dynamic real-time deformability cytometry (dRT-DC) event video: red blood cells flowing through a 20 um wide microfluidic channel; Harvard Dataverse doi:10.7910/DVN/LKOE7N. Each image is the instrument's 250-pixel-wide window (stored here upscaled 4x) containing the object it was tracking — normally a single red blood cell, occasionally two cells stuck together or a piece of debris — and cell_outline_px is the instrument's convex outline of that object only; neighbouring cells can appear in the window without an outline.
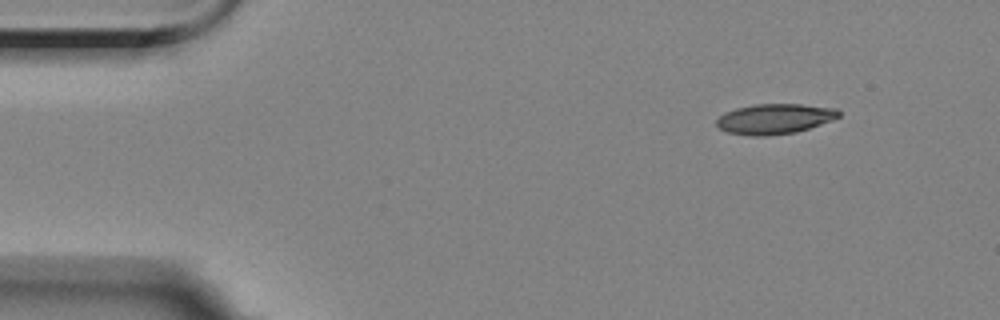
{"species": "Egyptian fruit bat (a non-hibernating species)", "species_latin": "Rousettus aegyptiacus", "temperature_condition": "room temperature", "stored_images_in_passage": 6, "camera_frame_rate_fps": 3000, "um_per_image_px": 0.085, "animal": {"sex": "female"}, "frame": {"image": 1, "passage_image": 1, "time_ms": 0.0, "image_size_px": [1000, 320], "cell_outline_px": [[840, 116], [832, 120], [796, 132], [768, 136], [748, 136], [728, 132], [720, 128], [716, 124], [716, 120], [724, 112], [736, 108], [756, 104], [800, 104], [836, 108], [840, 112]], "centroid_in_image_um": [65.83, 10.1], "position_along_channel_um": 19.2, "area_um2": 21.5}}
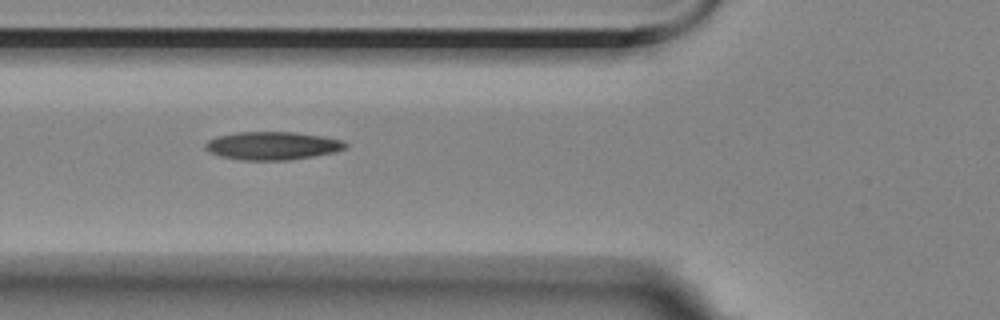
{"frame": {"image": 2, "passage_image": 5, "time_ms": 4.667, "image_size_px": [1000, 320], "cell_outline_px": [[348, 148], [336, 152], [288, 160], [240, 160], [220, 156], [208, 152], [204, 148], [204, 144], [208, 140], [216, 136], [236, 132], [296, 132], [324, 136], [340, 140], [348, 144]], "centroid_in_image_um": [23.14, 12.38], "position_along_channel_um": 102.7, "area_um2": 23.18}}
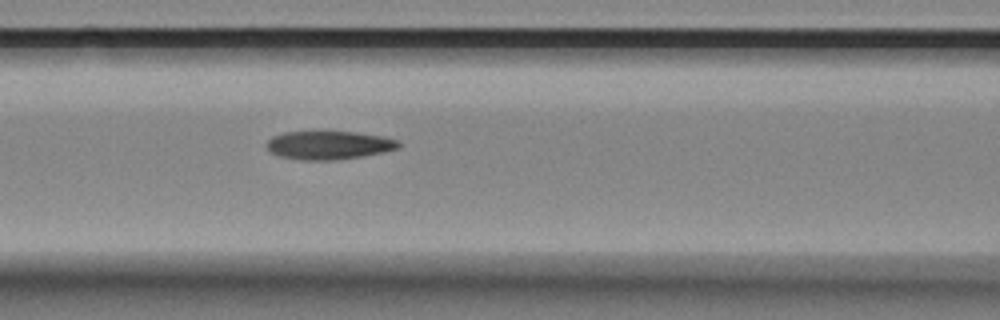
{"frame": {"image": 3, "passage_image": 6, "time_ms": 5.667, "image_size_px": [1000, 320], "cell_outline_px": [[400, 148], [384, 152], [360, 156], [332, 160], [304, 160], [280, 156], [272, 152], [264, 144], [272, 136], [284, 132], [356, 132], [384, 136], [400, 140]], "centroid_in_image_um": [27.98, 12.33], "position_along_channel_um": 138.6, "area_um2": 21.79}}